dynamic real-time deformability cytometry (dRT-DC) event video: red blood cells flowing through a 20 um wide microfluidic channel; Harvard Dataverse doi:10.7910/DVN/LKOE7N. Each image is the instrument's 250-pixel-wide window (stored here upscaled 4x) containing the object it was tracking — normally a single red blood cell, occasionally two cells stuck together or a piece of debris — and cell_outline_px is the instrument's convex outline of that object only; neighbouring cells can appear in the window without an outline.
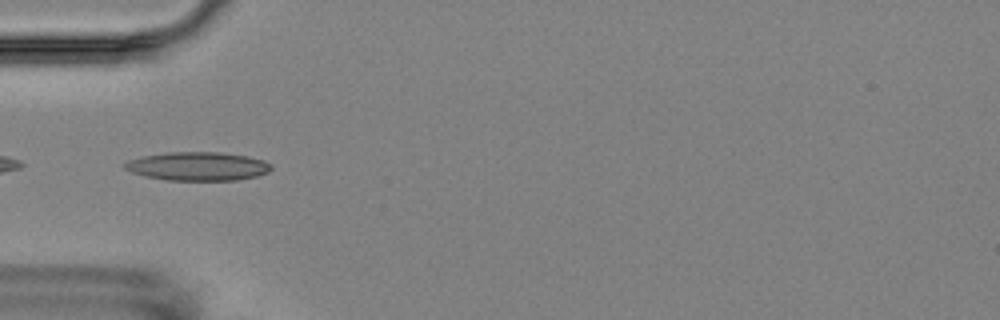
{"species": "Egyptian fruit bat (a non-hibernating species)", "species_latin": "Rousettus aegyptiacus", "temperature_condition": "room temperature", "stored_images_in_passage": 5, "camera_frame_rate_fps": 3000, "um_per_image_px": 0.085, "animal": {"sex": "female"}, "frame": {"image": 1, "passage_image": 4, "time_ms": 3.333, "image_size_px": [1000, 320], "cell_outline_px": [[272, 168], [268, 172], [256, 176], [236, 180], [168, 180], [144, 176], [132, 172], [124, 168], [124, 164], [128, 160], [144, 156], [168, 152], [220, 152], [244, 156], [264, 160], [272, 164]], "centroid_in_image_um": [16.82, 14.13], "position_along_channel_um": 68.2, "area_um2": 24.28}}